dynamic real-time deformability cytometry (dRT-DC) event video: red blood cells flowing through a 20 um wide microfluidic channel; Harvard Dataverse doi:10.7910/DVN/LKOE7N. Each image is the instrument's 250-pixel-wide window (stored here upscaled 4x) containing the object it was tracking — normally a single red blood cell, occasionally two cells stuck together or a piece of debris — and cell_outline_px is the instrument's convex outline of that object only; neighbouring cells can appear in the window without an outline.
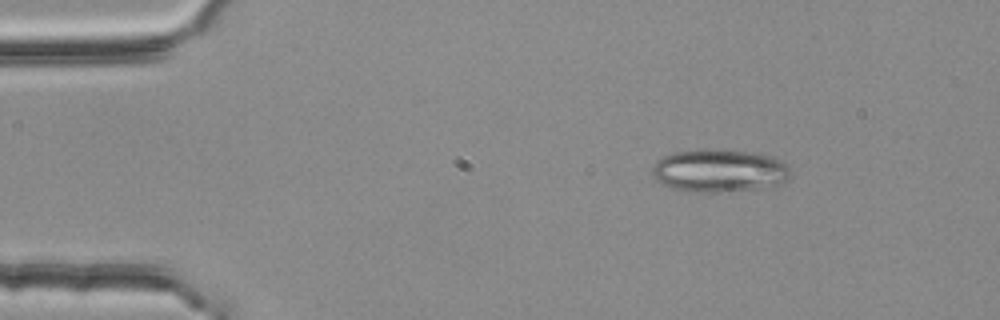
{"species": "common noctule bat (a hibernating species)", "species_latin": "Nyctalus noctula", "temperature_condition": "room temperature", "stored_images_in_passage": 50, "camera_frame_rate_fps": 3000, "um_per_image_px": 0.085, "animal": {"sex": "female", "body_mass_g": 25.1}, "frame": {"image": 1, "passage_image": 4, "time_ms": 1.0, "image_size_px": [1000, 320], "cell_outline_px": [[788, 176], [780, 184], [756, 188], [720, 192], [688, 192], [672, 188], [660, 184], [652, 176], [652, 164], [656, 160], [664, 156], [676, 152], [708, 148], [716, 148], [756, 152], [772, 156], [788, 164]], "centroid_in_image_um": [61.08, 14.49], "position_along_channel_um": 23.9, "area_um2": 34.91}}
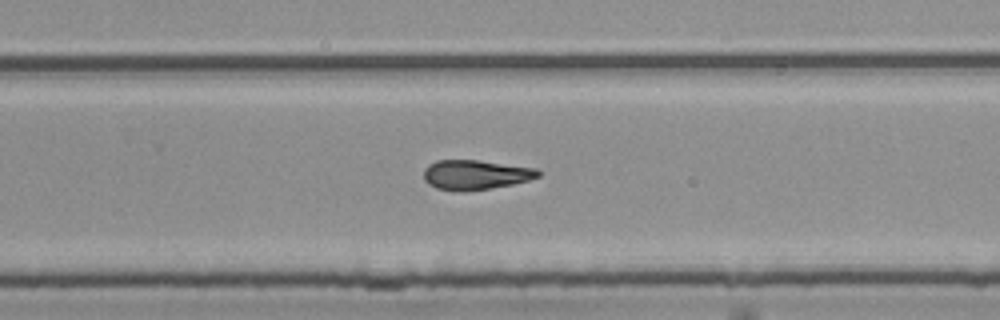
{"frame": {"image": 2, "passage_image": 31, "time_ms": 10.0, "image_size_px": [1000, 320], "cell_outline_px": [[540, 176], [528, 180], [512, 184], [464, 192], [460, 192], [436, 188], [428, 184], [424, 180], [424, 168], [428, 164], [436, 160], [480, 160], [536, 168], [540, 172]], "centroid_in_image_um": [40.38, 14.85], "position_along_channel_um": 289.4, "area_um2": 19.88}}
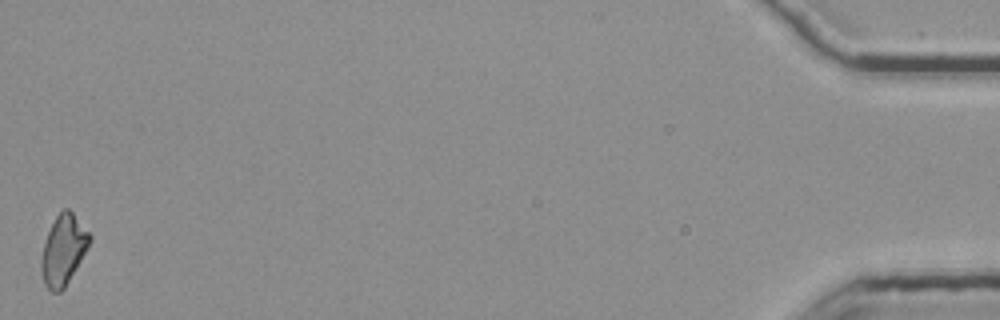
{"frame": {"image": 3, "passage_image": 50, "time_ms": 16.333, "image_size_px": [1000, 320], "cell_outline_px": [[92, 240], [88, 248], [64, 288], [60, 292], [52, 292], [44, 284], [40, 268], [40, 260], [44, 244], [48, 232], [56, 216], [64, 208], [68, 208], [72, 212], [92, 236]], "centroid_in_image_um": [5.38, 21.25], "position_along_channel_um": 429.8, "area_um2": 19.59}, "authors_computed_cell_mechanics": {"area_um2": 19.9699, "velocity_mm_per_s": 3.7862, "shape_relaxation_time_tau1_ms": null, "shape_relaxation_time_tau2_ms": 10.1104, "deformation_change_tau1": null, "deformation_change_tau2": 0.2417}}